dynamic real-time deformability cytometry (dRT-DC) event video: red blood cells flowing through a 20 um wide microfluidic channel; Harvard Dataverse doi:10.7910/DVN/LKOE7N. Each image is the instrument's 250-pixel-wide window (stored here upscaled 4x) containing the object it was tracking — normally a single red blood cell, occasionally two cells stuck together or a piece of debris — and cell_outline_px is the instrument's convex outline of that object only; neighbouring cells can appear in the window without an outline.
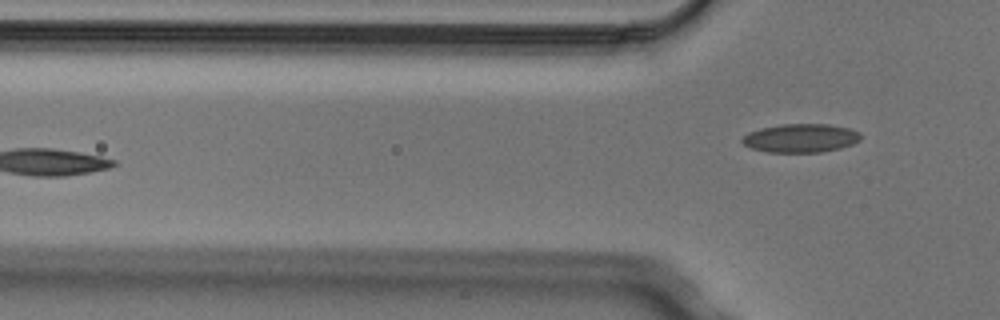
{"species": "Egyptian fruit bat (a non-hibernating species)", "species_latin": "Rousettus aegyptiacus", "temperature_condition": "cold", "stored_images_in_passage": 5, "camera_frame_rate_fps": 3000, "um_per_image_px": 0.085, "animal": {"sex": "male"}, "frame": {"image": 1, "passage_image": 5, "time_ms": 1.333, "image_size_px": [1000, 320], "cell_outline_px": [[860, 140], [852, 144], [840, 148], [820, 152], [768, 152], [752, 148], [744, 144], [740, 140], [748, 132], [760, 128], [780, 124], [828, 124], [848, 128], [860, 132]], "centroid_in_image_um": [68.05, 11.73], "position_along_channel_um": 57.8, "area_um2": 19.71}}